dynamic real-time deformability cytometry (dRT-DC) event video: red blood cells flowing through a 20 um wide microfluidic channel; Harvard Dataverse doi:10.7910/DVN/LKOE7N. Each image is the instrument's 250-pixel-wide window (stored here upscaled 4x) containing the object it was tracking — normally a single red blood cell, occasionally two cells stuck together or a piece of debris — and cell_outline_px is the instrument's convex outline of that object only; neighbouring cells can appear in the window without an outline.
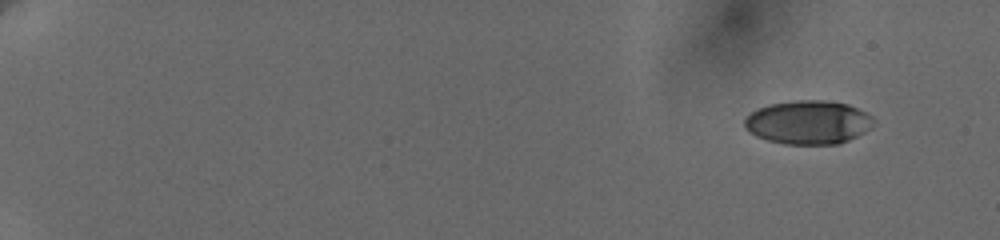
{"species": "human", "species_latin": "Homo sapiens", "temperature_condition": "cold", "stored_images_in_passage": 9, "camera_frame_rate_fps": 3000, "um_per_image_px": 0.085, "donor": {"sex": "female"}, "frame": {"image": 1, "passage_image": 1, "time_ms": 0.0, "image_size_px": [1000, 240], "cell_outline_px": [[876, 120], [872, 128], [840, 144], [784, 144], [768, 140], [756, 136], [748, 132], [744, 128], [744, 120], [756, 108], [768, 104], [792, 100], [828, 100], [848, 104], [872, 116]], "centroid_in_image_um": [68.69, 10.39], "position_along_channel_um": 16.3, "area_um2": 33.18}}
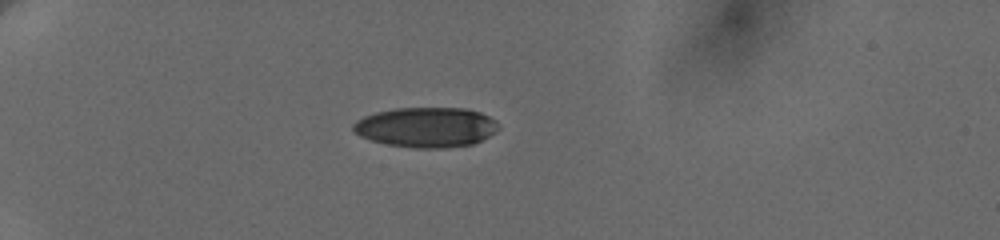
{"frame": {"image": 2, "passage_image": 6, "time_ms": 4.667, "image_size_px": [1000, 240], "cell_outline_px": [[500, 128], [496, 132], [472, 144], [444, 148], [416, 148], [388, 144], [372, 140], [360, 136], [352, 132], [352, 124], [356, 120], [364, 116], [376, 112], [396, 108], [464, 108], [480, 112], [496, 120], [500, 124]], "centroid_in_image_um": [36.23, 10.81], "position_along_channel_um": 48.8, "area_um2": 33.99}}
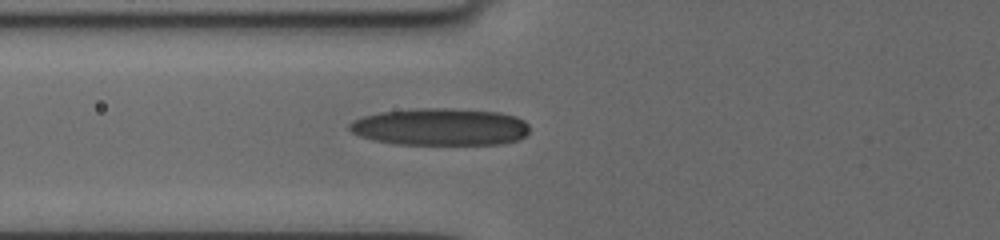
{"frame": {"image": 3, "passage_image": 9, "time_ms": 7.0, "image_size_px": [1000, 240], "cell_outline_px": [[528, 132], [524, 136], [516, 140], [504, 144], [396, 144], [372, 140], [360, 136], [352, 132], [348, 128], [348, 124], [352, 120], [364, 116], [380, 112], [416, 108], [452, 108], [500, 112], [516, 116], [524, 120], [528, 124]], "centroid_in_image_um": [37.42, 10.78], "position_along_channel_um": 88.4, "area_um2": 39.3}}